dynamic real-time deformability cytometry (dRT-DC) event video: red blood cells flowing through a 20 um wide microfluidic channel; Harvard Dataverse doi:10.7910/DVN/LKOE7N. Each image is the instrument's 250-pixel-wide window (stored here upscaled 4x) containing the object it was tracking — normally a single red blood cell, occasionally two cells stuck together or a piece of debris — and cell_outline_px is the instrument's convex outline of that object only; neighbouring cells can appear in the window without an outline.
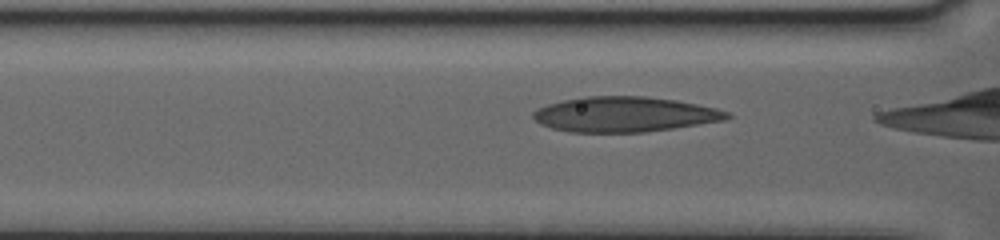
{"species": "human", "species_latin": "Homo sapiens", "temperature_condition": "warm", "stored_images_in_passage": 31, "camera_frame_rate_fps": 3000, "um_per_image_px": 0.085, "donor": {"sex": "female"}, "frame": {"image": 1, "passage_image": 18, "time_ms": 5.667, "image_size_px": [1000, 240], "cell_outline_px": [[732, 116], [724, 120], [672, 128], [644, 132], [572, 132], [552, 128], [540, 124], [532, 116], [532, 112], [536, 108], [548, 104], [564, 100], [584, 96], [648, 96], [676, 100], [716, 108], [728, 112]], "centroid_in_image_um": [53.06, 9.71], "position_along_channel_um": 113.5, "area_um2": 39.59}}
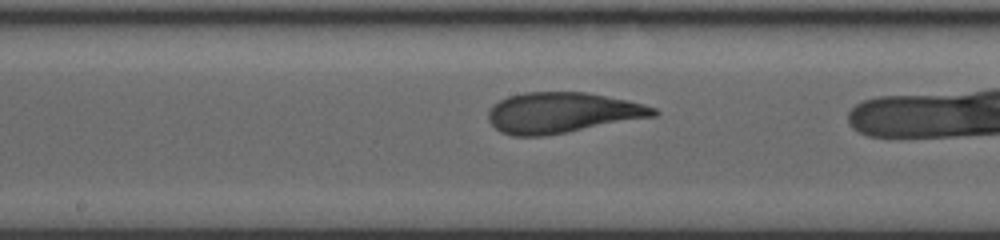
{"frame": {"image": 2, "passage_image": 26, "time_ms": 8.333, "image_size_px": [1000, 240], "cell_outline_px": [[660, 112], [656, 116], [544, 136], [512, 136], [500, 132], [488, 120], [488, 112], [500, 100], [508, 96], [524, 92], [584, 92], [628, 100], [644, 104], [656, 108]], "centroid_in_image_um": [47.8, 9.58], "position_along_channel_um": 200.4, "area_um2": 38.96}}
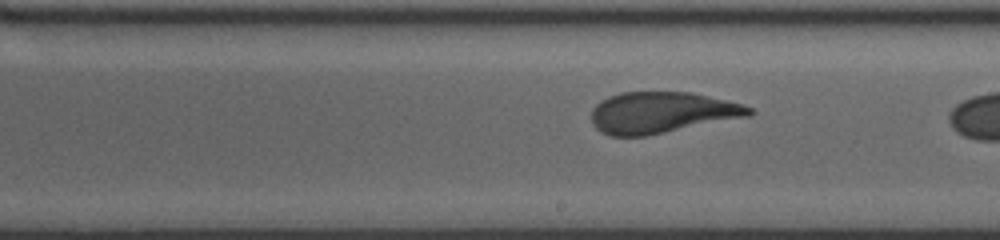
{"frame": {"image": 3, "passage_image": 29, "time_ms": 9.333, "image_size_px": [1000, 240], "cell_outline_px": [[756, 112], [752, 116], [644, 136], [608, 136], [600, 132], [592, 124], [592, 108], [596, 104], [608, 96], [620, 92], [692, 92], [740, 104], [752, 108]], "centroid_in_image_um": [56.23, 9.57], "position_along_channel_um": 232.8, "area_um2": 38.03}}